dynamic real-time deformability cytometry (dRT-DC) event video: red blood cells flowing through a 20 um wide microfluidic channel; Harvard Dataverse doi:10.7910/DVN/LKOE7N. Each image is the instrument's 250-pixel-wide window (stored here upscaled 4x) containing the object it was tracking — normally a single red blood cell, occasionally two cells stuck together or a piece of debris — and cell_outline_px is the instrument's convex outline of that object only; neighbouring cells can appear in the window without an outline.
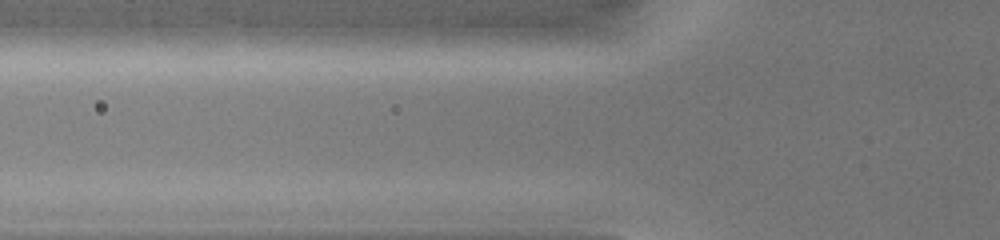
{"species": "common noctule bat (a hibernating species)", "species_latin": "Nyctalus noctula", "temperature_condition": "warm", "stored_images_in_passage": 2, "camera_frame_rate_fps": 3000, "um_per_image_px": 0.085, "animal": {"sex": "female", "body_mass_g": 19.0, "forearm_length_mm": 51.5}, "frame": {"image": 1, "passage_image": 2, "time_ms": 1.0, "image_size_px": [1000, 240], "cell_outline_px": [[612, 36], [604, 40], [588, 44], [548, 48], [480, 52], [396, 48], [396, 44], [408, 36], [416, 32], [472, 24], [584, 24]], "centroid_in_image_um": [42.73, 3.18], "position_along_channel_um": 83.1, "area_um2": 33.0}}